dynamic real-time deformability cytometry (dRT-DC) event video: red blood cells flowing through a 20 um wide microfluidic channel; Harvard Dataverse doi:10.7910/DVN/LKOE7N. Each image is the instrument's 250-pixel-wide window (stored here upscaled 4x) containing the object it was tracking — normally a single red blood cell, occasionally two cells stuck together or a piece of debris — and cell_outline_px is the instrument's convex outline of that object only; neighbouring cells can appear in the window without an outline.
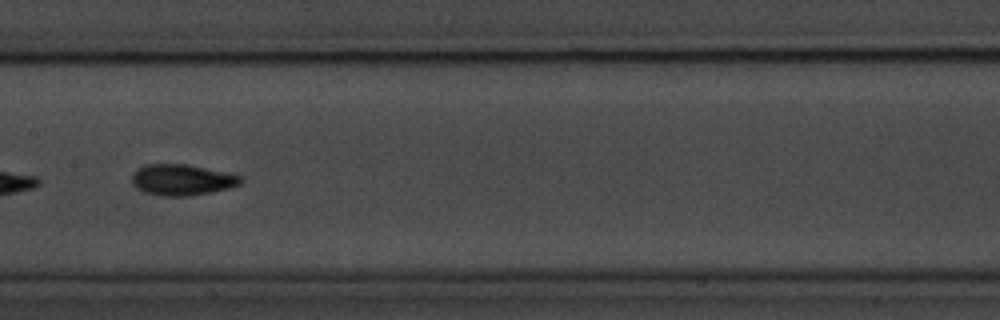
{"species": "common noctule bat (a hibernating species)", "species_latin": "Nyctalus noctula", "temperature_condition": "room temperature", "stored_images_in_passage": 8, "camera_frame_rate_fps": 3000, "um_per_image_px": 0.085, "animal": {"sex": "male", "body_mass_g": 20.1, "forearm_length_mm": 53.5}, "frame": {"image": 1, "passage_image": 8, "time_ms": 8.333, "image_size_px": [1000, 320], "cell_outline_px": [[244, 180], [240, 184], [228, 188], [212, 192], [192, 196], [160, 196], [144, 192], [136, 188], [132, 184], [132, 176], [136, 168], [148, 164], [188, 164], [244, 176]], "centroid_in_image_um": [15.48, 15.29], "position_along_channel_um": 191.9, "area_um2": 19.94}}